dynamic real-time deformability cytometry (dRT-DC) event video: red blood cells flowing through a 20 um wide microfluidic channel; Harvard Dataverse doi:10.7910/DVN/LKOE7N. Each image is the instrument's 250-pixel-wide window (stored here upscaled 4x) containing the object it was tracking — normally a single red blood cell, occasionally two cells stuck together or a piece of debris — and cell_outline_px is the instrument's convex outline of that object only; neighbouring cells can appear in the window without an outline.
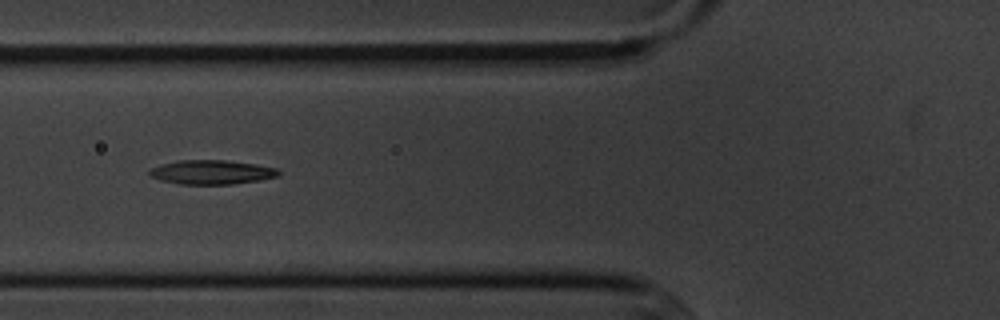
{"species": "common noctule bat (a hibernating species)", "species_latin": "Nyctalus noctula", "temperature_condition": "cold", "stored_images_in_passage": 9, "camera_frame_rate_fps": 3000, "um_per_image_px": 0.085, "animal": {"sex": "male", "body_mass_g": 20.1, "forearm_length_mm": 53.5}, "frame": {"image": 1, "passage_image": 6, "time_ms": 6.0, "image_size_px": [1000, 320], "cell_outline_px": [[280, 172], [276, 176], [260, 180], [232, 184], [180, 184], [160, 180], [152, 176], [148, 172], [152, 168], [160, 164], [176, 160], [224, 160], [256, 164], [276, 168]], "centroid_in_image_um": [17.96, 14.63], "position_along_channel_um": 107.8, "area_um2": 18.09}}
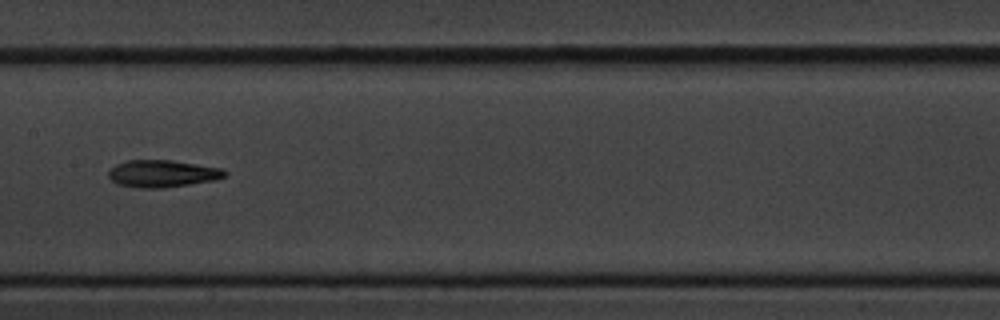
{"frame": {"image": 2, "passage_image": 8, "time_ms": 8.333, "image_size_px": [1000, 320], "cell_outline_px": [[228, 172], [224, 176], [216, 180], [164, 188], [140, 188], [116, 184], [108, 176], [108, 172], [116, 164], [128, 160], [172, 160], [220, 168]], "centroid_in_image_um": [13.79, 14.76], "position_along_channel_um": 193.6, "area_um2": 18.38}}
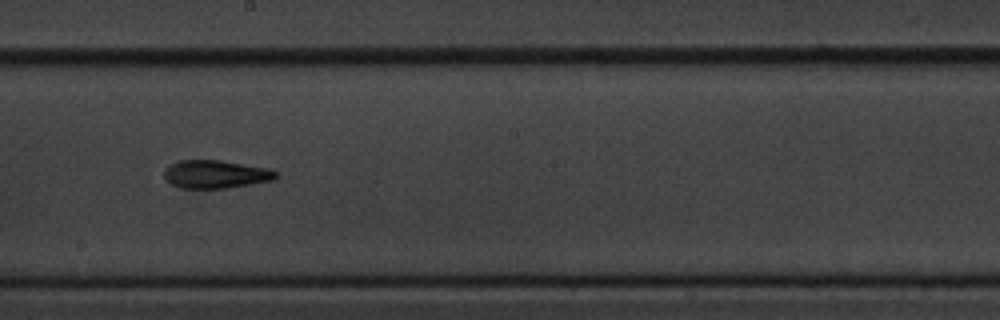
{"frame": {"image": 3, "passage_image": 9, "time_ms": 9.333, "image_size_px": [1000, 320], "cell_outline_px": [[276, 176], [272, 180], [252, 184], [228, 188], [180, 188], [172, 184], [164, 176], [164, 168], [168, 164], [180, 160], [220, 160], [272, 168], [276, 172]], "centroid_in_image_um": [18.32, 14.8], "position_along_channel_um": 229.9, "area_um2": 18.44}}